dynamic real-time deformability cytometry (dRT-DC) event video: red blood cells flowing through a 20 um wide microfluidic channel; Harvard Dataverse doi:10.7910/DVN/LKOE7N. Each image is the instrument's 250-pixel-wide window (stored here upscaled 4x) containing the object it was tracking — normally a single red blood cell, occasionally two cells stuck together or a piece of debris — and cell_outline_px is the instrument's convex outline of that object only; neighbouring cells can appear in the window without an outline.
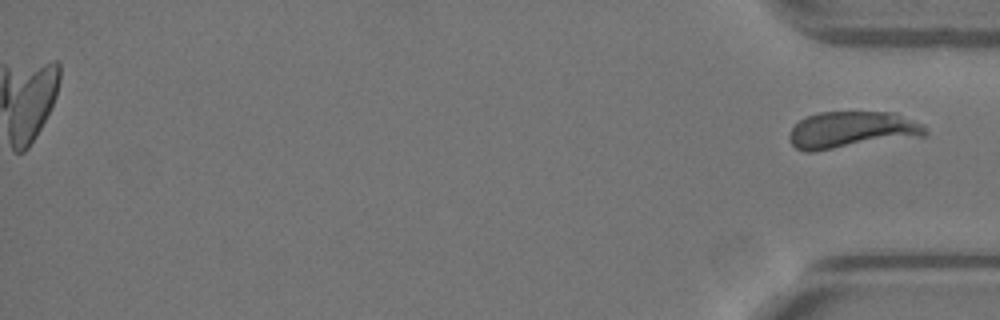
{"species": "Egyptian fruit bat (a non-hibernating species)", "species_latin": "Rousettus aegyptiacus", "temperature_condition": "warm", "stored_images_in_passage": 51, "camera_frame_rate_fps": 3000, "um_per_image_px": 0.085, "animal": {"sex": "female"}, "frame": {"image": 1, "passage_image": 51, "time_ms": 16.667, "image_size_px": [1000, 320], "cell_outline_px": [[928, 132], [924, 136], [812, 152], [804, 152], [796, 148], [788, 140], [788, 136], [792, 128], [800, 120], [808, 116], [820, 112], [896, 112], [920, 124]], "centroid_in_image_um": [72.37, 11.05], "position_along_channel_um": 362.8, "area_um2": 29.13}}